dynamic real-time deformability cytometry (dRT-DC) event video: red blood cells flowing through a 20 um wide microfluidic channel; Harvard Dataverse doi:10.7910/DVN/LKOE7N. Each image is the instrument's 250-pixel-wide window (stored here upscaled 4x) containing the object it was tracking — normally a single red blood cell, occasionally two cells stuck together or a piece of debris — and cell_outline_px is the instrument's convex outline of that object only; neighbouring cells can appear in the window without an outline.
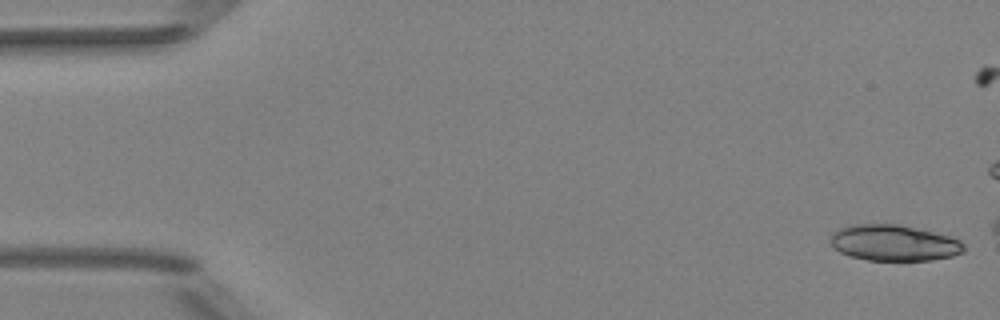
{"species": "Egyptian fruit bat (a non-hibernating species)", "species_latin": "Rousettus aegyptiacus", "temperature_condition": "room temperature", "stored_images_in_passage": 51, "camera_frame_rate_fps": 3000, "um_per_image_px": 0.085, "animal": {"sex": "female"}, "frame": {"image": 1, "passage_image": 1, "time_ms": 0.0, "image_size_px": [1000, 320], "cell_outline_px": [[964, 252], [952, 256], [932, 260], [868, 260], [848, 256], [840, 252], [832, 244], [832, 232], [848, 224], [900, 224], [948, 236], [960, 240], [964, 244]], "centroid_in_image_um": [75.98, 20.64], "position_along_channel_um": 9.0, "area_um2": 27.92}}
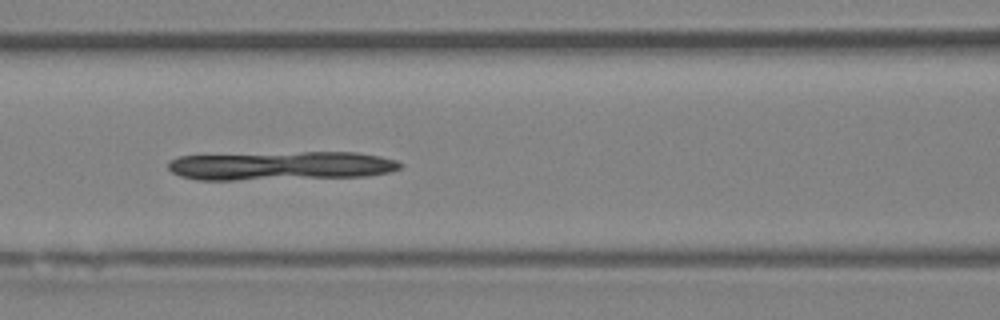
{"frame": {"image": 2, "passage_image": 21, "time_ms": 6.667, "image_size_px": [1000, 320], "cell_outline_px": [[404, 164], [400, 168], [388, 172], [368, 176], [236, 180], [196, 180], [180, 176], [172, 172], [168, 168], [168, 160], [180, 156], [300, 152], [356, 152], [380, 156], [396, 160]], "centroid_in_image_um": [23.89, 14.09], "position_along_channel_um": 142.7, "area_um2": 38.96}}
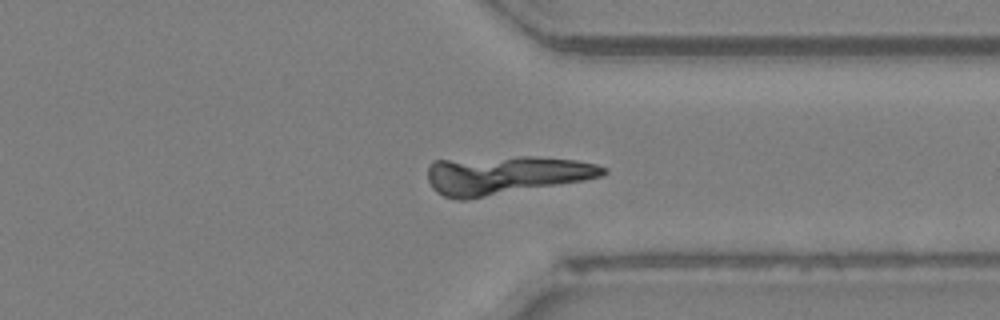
{"frame": {"image": 3, "passage_image": 38, "time_ms": 12.333, "image_size_px": [1000, 320], "cell_outline_px": [[608, 172], [600, 176], [584, 180], [468, 200], [460, 200], [444, 196], [436, 192], [432, 188], [428, 180], [428, 168], [432, 160], [516, 156], [532, 156], [576, 160], [596, 164], [608, 168]], "centroid_in_image_um": [42.94, 14.87], "position_along_channel_um": 368.5, "area_um2": 39.65}}